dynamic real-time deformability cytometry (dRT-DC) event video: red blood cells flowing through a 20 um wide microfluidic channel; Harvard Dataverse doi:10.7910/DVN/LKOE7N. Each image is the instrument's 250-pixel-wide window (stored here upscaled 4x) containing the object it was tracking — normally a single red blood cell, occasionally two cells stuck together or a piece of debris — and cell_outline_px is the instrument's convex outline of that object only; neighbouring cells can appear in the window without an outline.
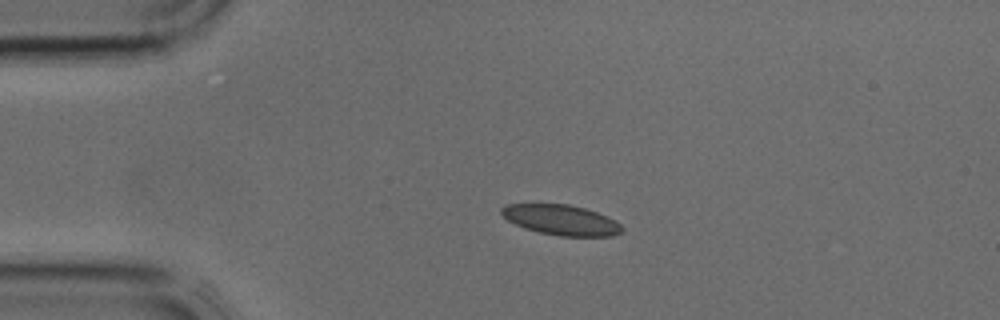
{"species": "common noctule bat (a hibernating species)", "species_latin": "Nyctalus noctula", "temperature_condition": "cold", "stored_images_in_passage": 37, "camera_frame_rate_fps": 3000, "um_per_image_px": 0.085, "animal": {"sex": "male", "body_mass_g": 17.9, "forearm_length_mm": 54.2}, "frame": {"image": 1, "passage_image": 5, "time_ms": 1.333, "image_size_px": [1000, 320], "cell_outline_px": [[624, 228], [620, 232], [612, 236], [560, 236], [540, 232], [524, 228], [508, 220], [500, 212], [500, 208], [504, 204], [568, 204], [584, 208], [596, 212], [620, 224]], "centroid_in_image_um": [47.66, 18.69], "position_along_channel_um": 37.3, "area_um2": 20.98}}
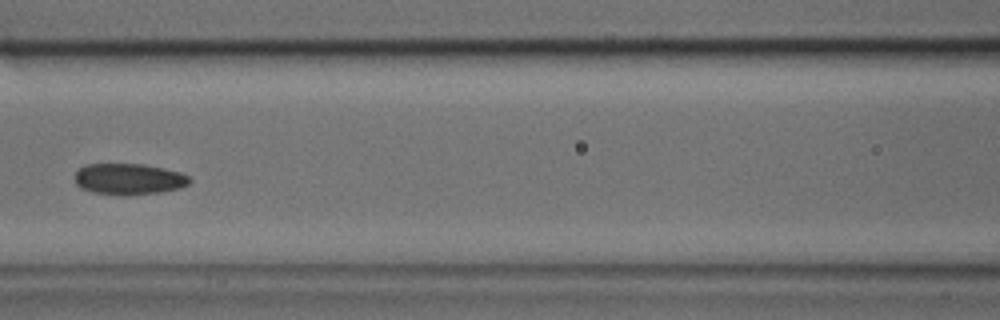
{"frame": {"image": 2, "passage_image": 14, "time_ms": 4.333, "image_size_px": [1000, 320], "cell_outline_px": [[192, 180], [188, 184], [180, 188], [160, 192], [124, 196], [120, 196], [92, 192], [80, 188], [76, 184], [76, 172], [84, 164], [144, 164], [164, 168], [180, 172], [192, 176]], "centroid_in_image_um": [10.98, 15.22], "position_along_channel_um": 155.6, "area_um2": 21.15}}
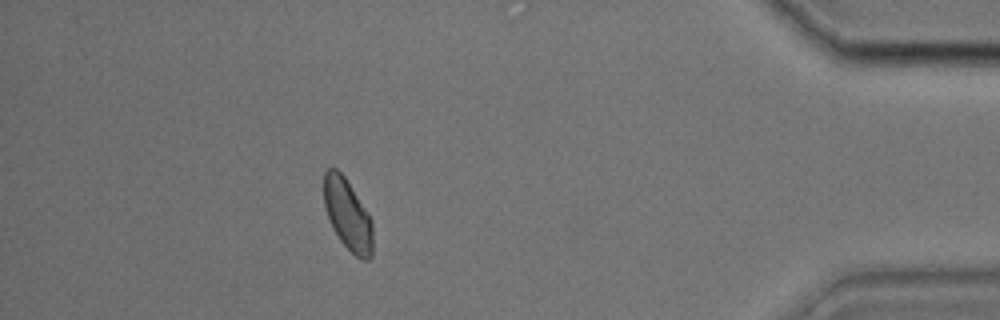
{"frame": {"image": 3, "passage_image": 32, "time_ms": 10.333, "image_size_px": [1000, 320], "cell_outline_px": [[372, 256], [368, 260], [364, 260], [356, 256], [340, 240], [332, 228], [328, 220], [324, 208], [324, 172], [328, 168], [336, 168], [344, 176], [368, 212], [372, 220]], "centroid_in_image_um": [29.54, 18.24], "position_along_channel_um": 405.7, "area_um2": 20.29}}